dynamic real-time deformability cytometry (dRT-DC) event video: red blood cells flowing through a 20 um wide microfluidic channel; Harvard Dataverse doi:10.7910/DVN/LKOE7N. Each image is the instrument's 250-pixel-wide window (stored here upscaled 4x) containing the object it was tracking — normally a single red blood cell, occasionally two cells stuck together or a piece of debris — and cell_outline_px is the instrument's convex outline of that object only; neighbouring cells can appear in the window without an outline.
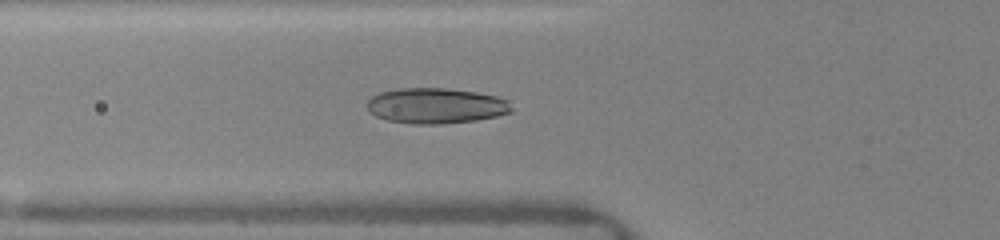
{"species": "human", "species_latin": "Homo sapiens", "temperature_condition": "warm", "stored_images_in_passage": 60, "camera_frame_rate_fps": 3000, "um_per_image_px": 0.085, "donor": {"sex": "female"}, "frame": {"image": 1, "passage_image": 3, "time_ms": 0.333, "image_size_px": [1000, 240], "cell_outline_px": [[512, 112], [496, 116], [476, 120], [440, 124], [412, 124], [388, 120], [376, 116], [368, 112], [368, 100], [372, 96], [380, 92], [396, 88], [448, 88], [476, 92], [496, 96], [508, 100], [512, 108]], "centroid_in_image_um": [37.04, 8.98], "position_along_channel_um": 88.8, "area_um2": 30.0}}
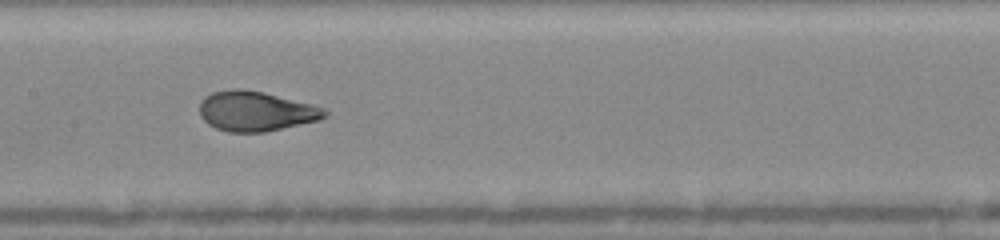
{"frame": {"image": 2, "passage_image": 16, "time_ms": 2.667, "image_size_px": [1000, 240], "cell_outline_px": [[328, 116], [320, 120], [264, 132], [228, 132], [216, 128], [208, 124], [200, 116], [200, 100], [204, 96], [212, 92], [232, 88], [240, 88], [264, 92], [312, 104], [324, 108], [328, 112]], "centroid_in_image_um": [21.74, 9.44], "position_along_channel_um": 185.7, "area_um2": 29.3}}
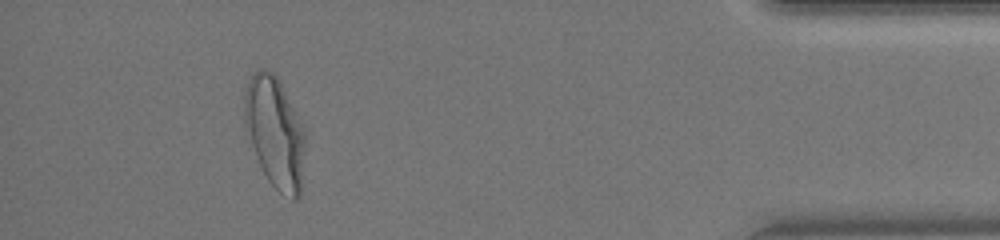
{"frame": {"image": 3, "passage_image": 52, "time_ms": 9.333, "image_size_px": [1000, 240], "cell_outline_px": [[304, 144], [300, 196], [296, 200], [292, 200], [280, 192], [268, 180], [244, 132], [244, 92], [248, 80], [252, 72], [260, 68], [264, 68], [272, 72], [276, 76], [304, 124]], "centroid_in_image_um": [23.34, 11.21], "position_along_channel_um": 411.9, "area_um2": 39.48}, "authors_computed_cell_mechanics": {"area_um2": 30.0271, "velocity_mm_per_s": 4.1165, "shape_relaxation_time_tau1_ms": 5.2967, "shape_relaxation_time_tau2_ms": null, "deformation_change_tau1": 0.1896, "deformation_change_tau2": null}}